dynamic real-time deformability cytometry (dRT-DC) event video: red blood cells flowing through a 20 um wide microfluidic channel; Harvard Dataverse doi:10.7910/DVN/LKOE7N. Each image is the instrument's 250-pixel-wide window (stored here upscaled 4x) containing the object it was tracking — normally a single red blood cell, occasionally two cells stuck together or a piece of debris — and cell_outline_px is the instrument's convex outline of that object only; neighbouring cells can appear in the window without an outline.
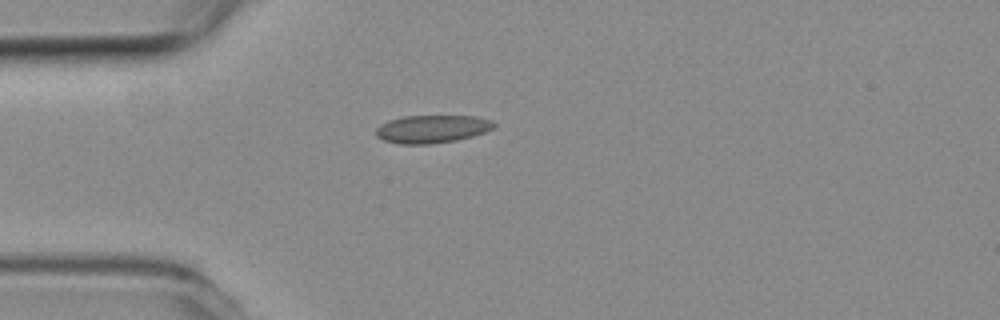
{"species": "common noctule bat (a hibernating species)", "species_latin": "Nyctalus noctula", "temperature_condition": "room temperature", "stored_images_in_passage": 33, "camera_frame_rate_fps": 3000, "um_per_image_px": 0.085, "animal": {"sex": "female", "body_mass_g": 19.3, "forearm_length_mm": 54.1}, "frame": {"image": 1, "passage_image": 1, "time_ms": 0.0, "image_size_px": [1000, 320], "cell_outline_px": [[496, 124], [492, 128], [484, 132], [472, 136], [456, 140], [428, 144], [400, 144], [384, 140], [376, 136], [376, 128], [380, 124], [388, 120], [404, 116], [476, 116], [488, 120]], "centroid_in_image_um": [36.67, 10.96], "position_along_channel_um": 48.3, "area_um2": 19.02}}
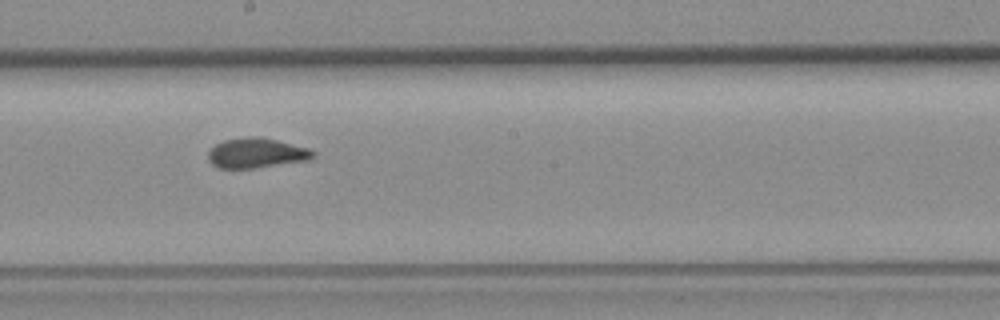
{"frame": {"image": 2, "passage_image": 16, "time_ms": 5.0, "image_size_px": [1000, 320], "cell_outline_px": [[316, 152], [308, 160], [256, 168], [220, 168], [212, 164], [208, 160], [208, 152], [216, 144], [224, 140], [248, 136], [260, 136], [308, 148]], "centroid_in_image_um": [21.77, 13.0], "position_along_channel_um": 226.4, "area_um2": 18.21}}
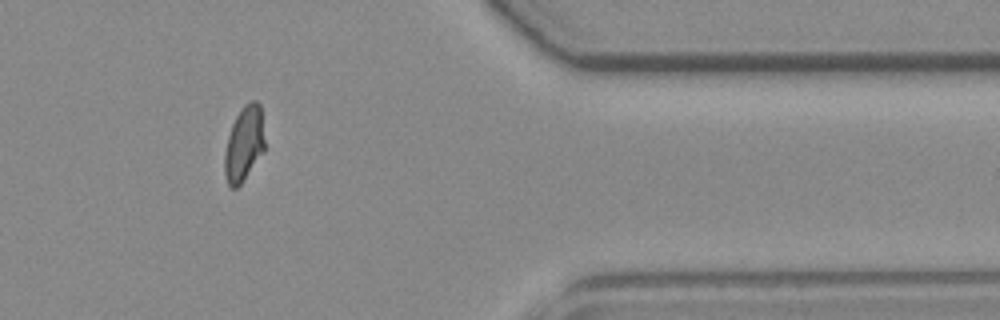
{"frame": {"image": 3, "passage_image": 31, "time_ms": 10.0, "image_size_px": [1000, 320], "cell_outline_px": [[264, 152], [240, 184], [236, 188], [232, 188], [228, 184], [224, 176], [224, 152], [228, 136], [232, 124], [236, 116], [244, 104], [252, 100], [256, 100], [260, 104], [264, 140]], "centroid_in_image_um": [20.73, 12.22], "position_along_channel_um": 390.7, "area_um2": 17.51}, "authors_computed_cell_mechanics": {"area_um2": 18.2648, "velocity_mm_per_s": 3.8037, "shape_relaxation_time_tau1_ms": null, "shape_relaxation_time_tau2_ms": 0.5619, "deformation_change_tau1": null, "deformation_change_tau2": 0.0576}}